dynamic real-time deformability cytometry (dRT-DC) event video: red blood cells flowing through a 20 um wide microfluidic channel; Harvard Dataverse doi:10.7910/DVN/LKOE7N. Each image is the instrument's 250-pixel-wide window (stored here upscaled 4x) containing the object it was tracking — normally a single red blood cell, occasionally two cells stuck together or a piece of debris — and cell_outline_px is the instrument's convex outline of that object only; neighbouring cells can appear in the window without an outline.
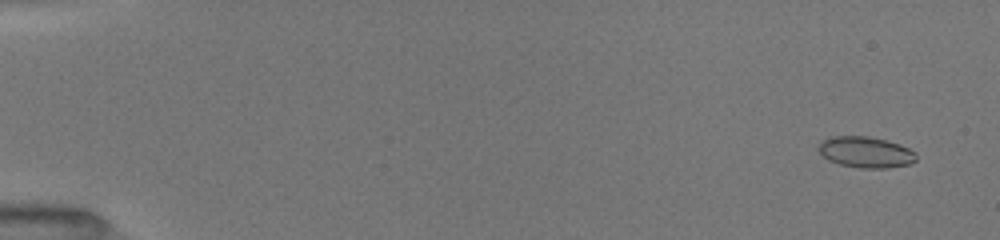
{"species": "common noctule bat (a hibernating species)", "species_latin": "Nyctalus noctula", "temperature_condition": "room temperature", "stored_images_in_passage": 38, "camera_frame_rate_fps": 3000, "um_per_image_px": 0.085, "animal": {"sex": "female", "body_mass_g": 19.5, "forearm_length_mm": 54.1}, "frame": {"image": 1, "passage_image": 3, "time_ms": 0.667, "image_size_px": [1000, 240], "cell_outline_px": [[916, 160], [908, 164], [888, 168], [860, 168], [840, 164], [828, 160], [816, 148], [824, 140], [832, 136], [868, 136], [888, 140], [900, 144], [916, 152]], "centroid_in_image_um": [73.6, 12.93], "position_along_channel_um": 11.4, "area_um2": 17.69}}
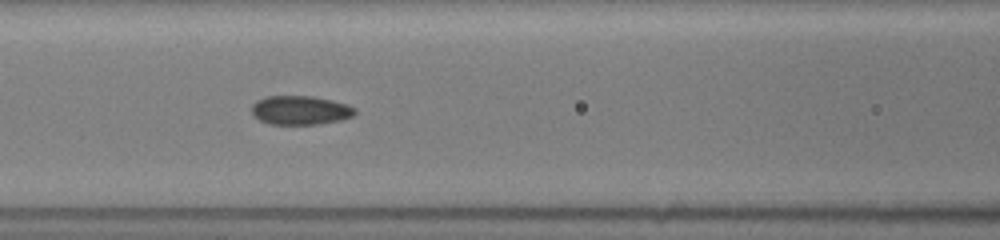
{"frame": {"image": 2, "passage_image": 22, "time_ms": 7.667, "image_size_px": [1000, 240], "cell_outline_px": [[356, 112], [352, 116], [340, 120], [316, 124], [272, 124], [260, 120], [252, 116], [252, 104], [256, 100], [264, 96], [312, 96], [332, 100], [348, 104], [356, 108]], "centroid_in_image_um": [25.51, 9.36], "position_along_channel_um": 141.1, "area_um2": 17.51}}
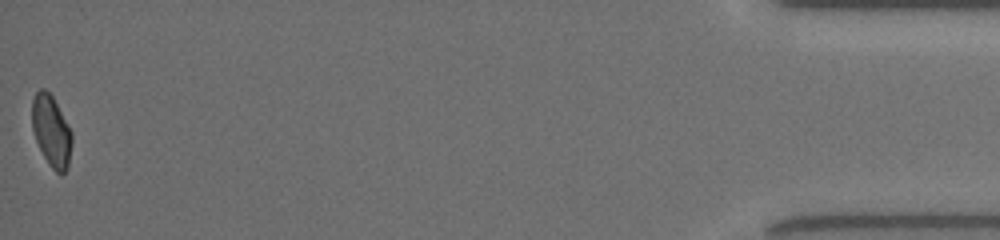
{"frame": {"image": 3, "passage_image": 38, "time_ms": 17.0, "image_size_px": [1000, 240], "cell_outline_px": [[72, 144], [68, 168], [64, 172], [56, 172], [48, 164], [36, 140], [32, 128], [32, 100], [36, 92], [40, 88], [44, 88], [52, 96], [72, 132]], "centroid_in_image_um": [4.37, 11.13], "position_along_channel_um": 430.8, "area_um2": 16.42}, "authors_computed_cell_mechanics": {"area_um2": 17.5134, "velocity_mm_per_s": 4.0417, "shape_relaxation_time_tau1_ms": 4.1497, "shape_relaxation_time_tau2_ms": 1.119, "deformation_change_tau1": 0.1352, "deformation_change_tau2": 0.0594}}